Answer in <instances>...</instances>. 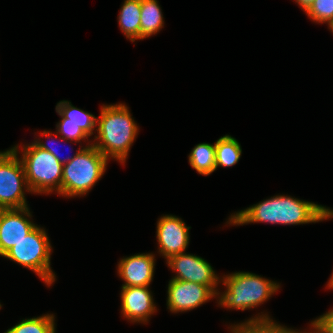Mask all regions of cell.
<instances>
[{
  "mask_svg": "<svg viewBox=\"0 0 333 333\" xmlns=\"http://www.w3.org/2000/svg\"><path fill=\"white\" fill-rule=\"evenodd\" d=\"M295 1L300 5V7L304 11H306L315 0H295Z\"/></svg>",
  "mask_w": 333,
  "mask_h": 333,
  "instance_id": "cell-25",
  "label": "cell"
},
{
  "mask_svg": "<svg viewBox=\"0 0 333 333\" xmlns=\"http://www.w3.org/2000/svg\"><path fill=\"white\" fill-rule=\"evenodd\" d=\"M155 258L151 254H136L120 260L118 273L125 281L122 287L149 286L154 275Z\"/></svg>",
  "mask_w": 333,
  "mask_h": 333,
  "instance_id": "cell-13",
  "label": "cell"
},
{
  "mask_svg": "<svg viewBox=\"0 0 333 333\" xmlns=\"http://www.w3.org/2000/svg\"><path fill=\"white\" fill-rule=\"evenodd\" d=\"M167 308L173 313L192 310L216 294L205 285L171 279L168 284Z\"/></svg>",
  "mask_w": 333,
  "mask_h": 333,
  "instance_id": "cell-10",
  "label": "cell"
},
{
  "mask_svg": "<svg viewBox=\"0 0 333 333\" xmlns=\"http://www.w3.org/2000/svg\"><path fill=\"white\" fill-rule=\"evenodd\" d=\"M189 163L199 174L209 175L216 170L215 144L200 143L188 156Z\"/></svg>",
  "mask_w": 333,
  "mask_h": 333,
  "instance_id": "cell-17",
  "label": "cell"
},
{
  "mask_svg": "<svg viewBox=\"0 0 333 333\" xmlns=\"http://www.w3.org/2000/svg\"><path fill=\"white\" fill-rule=\"evenodd\" d=\"M318 319L331 333H333V309L321 315Z\"/></svg>",
  "mask_w": 333,
  "mask_h": 333,
  "instance_id": "cell-23",
  "label": "cell"
},
{
  "mask_svg": "<svg viewBox=\"0 0 333 333\" xmlns=\"http://www.w3.org/2000/svg\"><path fill=\"white\" fill-rule=\"evenodd\" d=\"M82 148L63 165L62 196L84 195L104 175L108 159L93 144Z\"/></svg>",
  "mask_w": 333,
  "mask_h": 333,
  "instance_id": "cell-3",
  "label": "cell"
},
{
  "mask_svg": "<svg viewBox=\"0 0 333 333\" xmlns=\"http://www.w3.org/2000/svg\"><path fill=\"white\" fill-rule=\"evenodd\" d=\"M167 264L177 273L172 279L200 283L208 286L217 296L220 294L216 289L219 277L215 274L212 266L203 258L183 252L171 256L167 260Z\"/></svg>",
  "mask_w": 333,
  "mask_h": 333,
  "instance_id": "cell-8",
  "label": "cell"
},
{
  "mask_svg": "<svg viewBox=\"0 0 333 333\" xmlns=\"http://www.w3.org/2000/svg\"><path fill=\"white\" fill-rule=\"evenodd\" d=\"M332 217L333 210L322 205L290 196L276 195L231 215L227 222L233 225L254 222L298 225L315 223Z\"/></svg>",
  "mask_w": 333,
  "mask_h": 333,
  "instance_id": "cell-1",
  "label": "cell"
},
{
  "mask_svg": "<svg viewBox=\"0 0 333 333\" xmlns=\"http://www.w3.org/2000/svg\"><path fill=\"white\" fill-rule=\"evenodd\" d=\"M31 218L29 208L0 209V255L22 240L37 225L28 220Z\"/></svg>",
  "mask_w": 333,
  "mask_h": 333,
  "instance_id": "cell-12",
  "label": "cell"
},
{
  "mask_svg": "<svg viewBox=\"0 0 333 333\" xmlns=\"http://www.w3.org/2000/svg\"><path fill=\"white\" fill-rule=\"evenodd\" d=\"M185 222L174 215L162 216L157 223L159 252L167 260L183 253L189 244V229Z\"/></svg>",
  "mask_w": 333,
  "mask_h": 333,
  "instance_id": "cell-11",
  "label": "cell"
},
{
  "mask_svg": "<svg viewBox=\"0 0 333 333\" xmlns=\"http://www.w3.org/2000/svg\"><path fill=\"white\" fill-rule=\"evenodd\" d=\"M163 24V15L158 1L141 0V39L159 32Z\"/></svg>",
  "mask_w": 333,
  "mask_h": 333,
  "instance_id": "cell-16",
  "label": "cell"
},
{
  "mask_svg": "<svg viewBox=\"0 0 333 333\" xmlns=\"http://www.w3.org/2000/svg\"><path fill=\"white\" fill-rule=\"evenodd\" d=\"M305 12L314 22L333 26V0H315Z\"/></svg>",
  "mask_w": 333,
  "mask_h": 333,
  "instance_id": "cell-21",
  "label": "cell"
},
{
  "mask_svg": "<svg viewBox=\"0 0 333 333\" xmlns=\"http://www.w3.org/2000/svg\"><path fill=\"white\" fill-rule=\"evenodd\" d=\"M215 151L216 169L219 166L231 167L235 165L242 153L239 142L230 135H225L215 142Z\"/></svg>",
  "mask_w": 333,
  "mask_h": 333,
  "instance_id": "cell-19",
  "label": "cell"
},
{
  "mask_svg": "<svg viewBox=\"0 0 333 333\" xmlns=\"http://www.w3.org/2000/svg\"><path fill=\"white\" fill-rule=\"evenodd\" d=\"M232 333H293L294 330L273 322L268 314L250 318L244 323L232 326Z\"/></svg>",
  "mask_w": 333,
  "mask_h": 333,
  "instance_id": "cell-18",
  "label": "cell"
},
{
  "mask_svg": "<svg viewBox=\"0 0 333 333\" xmlns=\"http://www.w3.org/2000/svg\"><path fill=\"white\" fill-rule=\"evenodd\" d=\"M327 285H328L329 289H330V288L333 289V273H332V276H331V278L329 279V282H328Z\"/></svg>",
  "mask_w": 333,
  "mask_h": 333,
  "instance_id": "cell-26",
  "label": "cell"
},
{
  "mask_svg": "<svg viewBox=\"0 0 333 333\" xmlns=\"http://www.w3.org/2000/svg\"><path fill=\"white\" fill-rule=\"evenodd\" d=\"M311 326L313 327L314 332H307V333H331L318 318L311 322ZM293 333H306V332H300V331L298 332L294 330Z\"/></svg>",
  "mask_w": 333,
  "mask_h": 333,
  "instance_id": "cell-24",
  "label": "cell"
},
{
  "mask_svg": "<svg viewBox=\"0 0 333 333\" xmlns=\"http://www.w3.org/2000/svg\"><path fill=\"white\" fill-rule=\"evenodd\" d=\"M56 112L62 117L56 125L62 140L80 142L91 136L97 126V117L74 107L69 101H60L56 105Z\"/></svg>",
  "mask_w": 333,
  "mask_h": 333,
  "instance_id": "cell-9",
  "label": "cell"
},
{
  "mask_svg": "<svg viewBox=\"0 0 333 333\" xmlns=\"http://www.w3.org/2000/svg\"><path fill=\"white\" fill-rule=\"evenodd\" d=\"M148 288L149 286L122 287L121 310L123 316L131 322L145 323L157 310Z\"/></svg>",
  "mask_w": 333,
  "mask_h": 333,
  "instance_id": "cell-14",
  "label": "cell"
},
{
  "mask_svg": "<svg viewBox=\"0 0 333 333\" xmlns=\"http://www.w3.org/2000/svg\"><path fill=\"white\" fill-rule=\"evenodd\" d=\"M18 149L17 145L0 152V209L28 207L24 189L26 188L28 192L30 190L22 161L17 156Z\"/></svg>",
  "mask_w": 333,
  "mask_h": 333,
  "instance_id": "cell-7",
  "label": "cell"
},
{
  "mask_svg": "<svg viewBox=\"0 0 333 333\" xmlns=\"http://www.w3.org/2000/svg\"><path fill=\"white\" fill-rule=\"evenodd\" d=\"M34 143L38 146V147H40L41 149H44V150H47V151H49L62 165H64V164H66V163H68V162H70L73 158H74V156H72V157H66V158H61L59 155H58V153L55 151L56 149V147H54V146H49V145H47L46 143H44V142H42V141H40L39 139L38 140H34ZM53 143H55L54 141L51 143V144H53Z\"/></svg>",
  "mask_w": 333,
  "mask_h": 333,
  "instance_id": "cell-22",
  "label": "cell"
},
{
  "mask_svg": "<svg viewBox=\"0 0 333 333\" xmlns=\"http://www.w3.org/2000/svg\"><path fill=\"white\" fill-rule=\"evenodd\" d=\"M221 280L227 290L218 297L220 306L242 311L263 304L280 288L278 283L250 272H235Z\"/></svg>",
  "mask_w": 333,
  "mask_h": 333,
  "instance_id": "cell-4",
  "label": "cell"
},
{
  "mask_svg": "<svg viewBox=\"0 0 333 333\" xmlns=\"http://www.w3.org/2000/svg\"><path fill=\"white\" fill-rule=\"evenodd\" d=\"M22 164L30 192L62 195L63 165L47 150L35 143L23 146Z\"/></svg>",
  "mask_w": 333,
  "mask_h": 333,
  "instance_id": "cell-5",
  "label": "cell"
},
{
  "mask_svg": "<svg viewBox=\"0 0 333 333\" xmlns=\"http://www.w3.org/2000/svg\"><path fill=\"white\" fill-rule=\"evenodd\" d=\"M96 143H92L107 159L115 158L124 163L131 145L138 134V126L126 105L101 106L99 119L97 118Z\"/></svg>",
  "mask_w": 333,
  "mask_h": 333,
  "instance_id": "cell-2",
  "label": "cell"
},
{
  "mask_svg": "<svg viewBox=\"0 0 333 333\" xmlns=\"http://www.w3.org/2000/svg\"><path fill=\"white\" fill-rule=\"evenodd\" d=\"M53 314L23 319L4 333H55Z\"/></svg>",
  "mask_w": 333,
  "mask_h": 333,
  "instance_id": "cell-20",
  "label": "cell"
},
{
  "mask_svg": "<svg viewBox=\"0 0 333 333\" xmlns=\"http://www.w3.org/2000/svg\"><path fill=\"white\" fill-rule=\"evenodd\" d=\"M118 23L130 41L141 39V0H125L118 16Z\"/></svg>",
  "mask_w": 333,
  "mask_h": 333,
  "instance_id": "cell-15",
  "label": "cell"
},
{
  "mask_svg": "<svg viewBox=\"0 0 333 333\" xmlns=\"http://www.w3.org/2000/svg\"><path fill=\"white\" fill-rule=\"evenodd\" d=\"M52 247L45 229L36 226L22 240L10 248L3 257L34 271L48 286L55 281L50 267Z\"/></svg>",
  "mask_w": 333,
  "mask_h": 333,
  "instance_id": "cell-6",
  "label": "cell"
}]
</instances>
